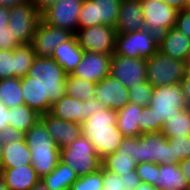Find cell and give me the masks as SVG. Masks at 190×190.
Wrapping results in <instances>:
<instances>
[{"instance_id": "ac0fdd59", "label": "cell", "mask_w": 190, "mask_h": 190, "mask_svg": "<svg viewBox=\"0 0 190 190\" xmlns=\"http://www.w3.org/2000/svg\"><path fill=\"white\" fill-rule=\"evenodd\" d=\"M49 113L61 120L82 124L88 118V100L81 101L65 94L52 104Z\"/></svg>"}, {"instance_id": "5b68a950", "label": "cell", "mask_w": 190, "mask_h": 190, "mask_svg": "<svg viewBox=\"0 0 190 190\" xmlns=\"http://www.w3.org/2000/svg\"><path fill=\"white\" fill-rule=\"evenodd\" d=\"M147 81L153 87L177 85L182 82L186 71V63L177 58H171L161 51L146 59Z\"/></svg>"}, {"instance_id": "277c9868", "label": "cell", "mask_w": 190, "mask_h": 190, "mask_svg": "<svg viewBox=\"0 0 190 190\" xmlns=\"http://www.w3.org/2000/svg\"><path fill=\"white\" fill-rule=\"evenodd\" d=\"M60 160L69 165L78 177L102 168V158L97 154L93 143L84 135L60 149Z\"/></svg>"}, {"instance_id": "db71d44e", "label": "cell", "mask_w": 190, "mask_h": 190, "mask_svg": "<svg viewBox=\"0 0 190 190\" xmlns=\"http://www.w3.org/2000/svg\"><path fill=\"white\" fill-rule=\"evenodd\" d=\"M167 5L173 6L178 10L187 8V0H162Z\"/></svg>"}, {"instance_id": "7dc6e473", "label": "cell", "mask_w": 190, "mask_h": 190, "mask_svg": "<svg viewBox=\"0 0 190 190\" xmlns=\"http://www.w3.org/2000/svg\"><path fill=\"white\" fill-rule=\"evenodd\" d=\"M120 179L123 181V188L129 190H135V188L141 183L140 177L136 170H133L127 174L119 175Z\"/></svg>"}, {"instance_id": "30bf717a", "label": "cell", "mask_w": 190, "mask_h": 190, "mask_svg": "<svg viewBox=\"0 0 190 190\" xmlns=\"http://www.w3.org/2000/svg\"><path fill=\"white\" fill-rule=\"evenodd\" d=\"M80 47L84 51L113 55L117 32L108 25H96L78 29L75 34Z\"/></svg>"}, {"instance_id": "d590c367", "label": "cell", "mask_w": 190, "mask_h": 190, "mask_svg": "<svg viewBox=\"0 0 190 190\" xmlns=\"http://www.w3.org/2000/svg\"><path fill=\"white\" fill-rule=\"evenodd\" d=\"M103 167L97 172L79 176L69 190H102Z\"/></svg>"}, {"instance_id": "f1b7e54d", "label": "cell", "mask_w": 190, "mask_h": 190, "mask_svg": "<svg viewBox=\"0 0 190 190\" xmlns=\"http://www.w3.org/2000/svg\"><path fill=\"white\" fill-rule=\"evenodd\" d=\"M22 94L21 78L12 77L0 80V100L8 110L25 104Z\"/></svg>"}, {"instance_id": "8fae6325", "label": "cell", "mask_w": 190, "mask_h": 190, "mask_svg": "<svg viewBox=\"0 0 190 190\" xmlns=\"http://www.w3.org/2000/svg\"><path fill=\"white\" fill-rule=\"evenodd\" d=\"M145 29L158 35L173 28L176 24L178 9L162 0H140Z\"/></svg>"}, {"instance_id": "6125c7cd", "label": "cell", "mask_w": 190, "mask_h": 190, "mask_svg": "<svg viewBox=\"0 0 190 190\" xmlns=\"http://www.w3.org/2000/svg\"><path fill=\"white\" fill-rule=\"evenodd\" d=\"M187 8L190 9V0H187Z\"/></svg>"}, {"instance_id": "f6af8a7d", "label": "cell", "mask_w": 190, "mask_h": 190, "mask_svg": "<svg viewBox=\"0 0 190 190\" xmlns=\"http://www.w3.org/2000/svg\"><path fill=\"white\" fill-rule=\"evenodd\" d=\"M175 27L190 38V9L178 11Z\"/></svg>"}, {"instance_id": "91938a15", "label": "cell", "mask_w": 190, "mask_h": 190, "mask_svg": "<svg viewBox=\"0 0 190 190\" xmlns=\"http://www.w3.org/2000/svg\"><path fill=\"white\" fill-rule=\"evenodd\" d=\"M3 144L0 142V172L3 168Z\"/></svg>"}, {"instance_id": "f907efd6", "label": "cell", "mask_w": 190, "mask_h": 190, "mask_svg": "<svg viewBox=\"0 0 190 190\" xmlns=\"http://www.w3.org/2000/svg\"><path fill=\"white\" fill-rule=\"evenodd\" d=\"M106 106L97 100L95 97H92L88 100V117L93 114L96 110L105 109Z\"/></svg>"}, {"instance_id": "d4e9b609", "label": "cell", "mask_w": 190, "mask_h": 190, "mask_svg": "<svg viewBox=\"0 0 190 190\" xmlns=\"http://www.w3.org/2000/svg\"><path fill=\"white\" fill-rule=\"evenodd\" d=\"M77 179L76 172L60 160L54 170L41 180L50 190H69Z\"/></svg>"}, {"instance_id": "d6a6232c", "label": "cell", "mask_w": 190, "mask_h": 190, "mask_svg": "<svg viewBox=\"0 0 190 190\" xmlns=\"http://www.w3.org/2000/svg\"><path fill=\"white\" fill-rule=\"evenodd\" d=\"M15 64V77L26 76L31 68L36 54L31 44L20 45L12 50Z\"/></svg>"}, {"instance_id": "9a60e30c", "label": "cell", "mask_w": 190, "mask_h": 190, "mask_svg": "<svg viewBox=\"0 0 190 190\" xmlns=\"http://www.w3.org/2000/svg\"><path fill=\"white\" fill-rule=\"evenodd\" d=\"M94 92V97L112 110L118 111L130 102L129 88L111 74L97 83Z\"/></svg>"}, {"instance_id": "8d00e7d4", "label": "cell", "mask_w": 190, "mask_h": 190, "mask_svg": "<svg viewBox=\"0 0 190 190\" xmlns=\"http://www.w3.org/2000/svg\"><path fill=\"white\" fill-rule=\"evenodd\" d=\"M153 90L154 87L147 80L137 84L134 88H129L130 102L141 106L149 105Z\"/></svg>"}, {"instance_id": "f546056e", "label": "cell", "mask_w": 190, "mask_h": 190, "mask_svg": "<svg viewBox=\"0 0 190 190\" xmlns=\"http://www.w3.org/2000/svg\"><path fill=\"white\" fill-rule=\"evenodd\" d=\"M161 132L164 133L166 138L190 136V107L169 118L163 124Z\"/></svg>"}, {"instance_id": "2e32d148", "label": "cell", "mask_w": 190, "mask_h": 190, "mask_svg": "<svg viewBox=\"0 0 190 190\" xmlns=\"http://www.w3.org/2000/svg\"><path fill=\"white\" fill-rule=\"evenodd\" d=\"M110 62V55L84 51L81 62L71 75L98 83L110 74Z\"/></svg>"}, {"instance_id": "7c38bea8", "label": "cell", "mask_w": 190, "mask_h": 190, "mask_svg": "<svg viewBox=\"0 0 190 190\" xmlns=\"http://www.w3.org/2000/svg\"><path fill=\"white\" fill-rule=\"evenodd\" d=\"M146 59L111 55L110 74L122 85L134 88L147 80Z\"/></svg>"}, {"instance_id": "4fadbf2b", "label": "cell", "mask_w": 190, "mask_h": 190, "mask_svg": "<svg viewBox=\"0 0 190 190\" xmlns=\"http://www.w3.org/2000/svg\"><path fill=\"white\" fill-rule=\"evenodd\" d=\"M82 5L83 0H58L41 15V18L48 25L76 34Z\"/></svg>"}, {"instance_id": "681fc988", "label": "cell", "mask_w": 190, "mask_h": 190, "mask_svg": "<svg viewBox=\"0 0 190 190\" xmlns=\"http://www.w3.org/2000/svg\"><path fill=\"white\" fill-rule=\"evenodd\" d=\"M36 9L42 15L48 8L54 5L58 0H32Z\"/></svg>"}, {"instance_id": "44dd1931", "label": "cell", "mask_w": 190, "mask_h": 190, "mask_svg": "<svg viewBox=\"0 0 190 190\" xmlns=\"http://www.w3.org/2000/svg\"><path fill=\"white\" fill-rule=\"evenodd\" d=\"M83 54L84 50L80 47L74 35L69 41L57 45L51 58L69 75L72 74L77 65L81 62Z\"/></svg>"}, {"instance_id": "94428289", "label": "cell", "mask_w": 190, "mask_h": 190, "mask_svg": "<svg viewBox=\"0 0 190 190\" xmlns=\"http://www.w3.org/2000/svg\"><path fill=\"white\" fill-rule=\"evenodd\" d=\"M185 63H186V69H190V52L188 54L187 59L185 60Z\"/></svg>"}, {"instance_id": "1f68e13d", "label": "cell", "mask_w": 190, "mask_h": 190, "mask_svg": "<svg viewBox=\"0 0 190 190\" xmlns=\"http://www.w3.org/2000/svg\"><path fill=\"white\" fill-rule=\"evenodd\" d=\"M97 83L83 80L71 74L66 76V94L81 101L94 97Z\"/></svg>"}, {"instance_id": "ab89813d", "label": "cell", "mask_w": 190, "mask_h": 190, "mask_svg": "<svg viewBox=\"0 0 190 190\" xmlns=\"http://www.w3.org/2000/svg\"><path fill=\"white\" fill-rule=\"evenodd\" d=\"M95 26L94 2L83 0L82 8L79 12L78 29Z\"/></svg>"}, {"instance_id": "e575fe53", "label": "cell", "mask_w": 190, "mask_h": 190, "mask_svg": "<svg viewBox=\"0 0 190 190\" xmlns=\"http://www.w3.org/2000/svg\"><path fill=\"white\" fill-rule=\"evenodd\" d=\"M9 8L0 6V50H13L21 44L8 27Z\"/></svg>"}, {"instance_id": "c3c4849f", "label": "cell", "mask_w": 190, "mask_h": 190, "mask_svg": "<svg viewBox=\"0 0 190 190\" xmlns=\"http://www.w3.org/2000/svg\"><path fill=\"white\" fill-rule=\"evenodd\" d=\"M183 93L188 106L190 107V69H186L185 75L182 79Z\"/></svg>"}, {"instance_id": "680465c9", "label": "cell", "mask_w": 190, "mask_h": 190, "mask_svg": "<svg viewBox=\"0 0 190 190\" xmlns=\"http://www.w3.org/2000/svg\"><path fill=\"white\" fill-rule=\"evenodd\" d=\"M0 190H9L1 173H0Z\"/></svg>"}, {"instance_id": "484cf974", "label": "cell", "mask_w": 190, "mask_h": 190, "mask_svg": "<svg viewBox=\"0 0 190 190\" xmlns=\"http://www.w3.org/2000/svg\"><path fill=\"white\" fill-rule=\"evenodd\" d=\"M31 165V152L25 138L3 146V168Z\"/></svg>"}, {"instance_id": "6da1fadb", "label": "cell", "mask_w": 190, "mask_h": 190, "mask_svg": "<svg viewBox=\"0 0 190 190\" xmlns=\"http://www.w3.org/2000/svg\"><path fill=\"white\" fill-rule=\"evenodd\" d=\"M116 124L117 111L109 108L96 110L81 124L82 135L93 143L101 158L116 152L122 143L124 136Z\"/></svg>"}, {"instance_id": "7402d4cb", "label": "cell", "mask_w": 190, "mask_h": 190, "mask_svg": "<svg viewBox=\"0 0 190 190\" xmlns=\"http://www.w3.org/2000/svg\"><path fill=\"white\" fill-rule=\"evenodd\" d=\"M0 173L9 190H30L41 180L32 165L2 168Z\"/></svg>"}, {"instance_id": "9f6ffc18", "label": "cell", "mask_w": 190, "mask_h": 190, "mask_svg": "<svg viewBox=\"0 0 190 190\" xmlns=\"http://www.w3.org/2000/svg\"><path fill=\"white\" fill-rule=\"evenodd\" d=\"M135 190H159L151 184L141 182Z\"/></svg>"}, {"instance_id": "bcb514c9", "label": "cell", "mask_w": 190, "mask_h": 190, "mask_svg": "<svg viewBox=\"0 0 190 190\" xmlns=\"http://www.w3.org/2000/svg\"><path fill=\"white\" fill-rule=\"evenodd\" d=\"M138 137H124L115 153H126L134 159Z\"/></svg>"}, {"instance_id": "836d02e7", "label": "cell", "mask_w": 190, "mask_h": 190, "mask_svg": "<svg viewBox=\"0 0 190 190\" xmlns=\"http://www.w3.org/2000/svg\"><path fill=\"white\" fill-rule=\"evenodd\" d=\"M22 96L25 104L40 114V88L35 78L27 75L21 78Z\"/></svg>"}, {"instance_id": "7a4b0ae2", "label": "cell", "mask_w": 190, "mask_h": 190, "mask_svg": "<svg viewBox=\"0 0 190 190\" xmlns=\"http://www.w3.org/2000/svg\"><path fill=\"white\" fill-rule=\"evenodd\" d=\"M40 88V115L50 112L52 104L66 94L64 69L51 57H36L27 74Z\"/></svg>"}, {"instance_id": "ee69618b", "label": "cell", "mask_w": 190, "mask_h": 190, "mask_svg": "<svg viewBox=\"0 0 190 190\" xmlns=\"http://www.w3.org/2000/svg\"><path fill=\"white\" fill-rule=\"evenodd\" d=\"M24 135V133L17 130L16 128L7 125L2 130H0V142L3 145L11 144L14 141L23 140Z\"/></svg>"}, {"instance_id": "ba28073f", "label": "cell", "mask_w": 190, "mask_h": 190, "mask_svg": "<svg viewBox=\"0 0 190 190\" xmlns=\"http://www.w3.org/2000/svg\"><path fill=\"white\" fill-rule=\"evenodd\" d=\"M134 160L137 164L151 162L170 165L173 163V147L163 132L142 133L138 136Z\"/></svg>"}, {"instance_id": "603a6c76", "label": "cell", "mask_w": 190, "mask_h": 190, "mask_svg": "<svg viewBox=\"0 0 190 190\" xmlns=\"http://www.w3.org/2000/svg\"><path fill=\"white\" fill-rule=\"evenodd\" d=\"M155 187L159 190H189L190 183L181 172L178 164H157Z\"/></svg>"}, {"instance_id": "5bb4252c", "label": "cell", "mask_w": 190, "mask_h": 190, "mask_svg": "<svg viewBox=\"0 0 190 190\" xmlns=\"http://www.w3.org/2000/svg\"><path fill=\"white\" fill-rule=\"evenodd\" d=\"M75 34L45 23L42 19L37 25L31 45L36 57H51L57 45L69 41Z\"/></svg>"}, {"instance_id": "f35d334b", "label": "cell", "mask_w": 190, "mask_h": 190, "mask_svg": "<svg viewBox=\"0 0 190 190\" xmlns=\"http://www.w3.org/2000/svg\"><path fill=\"white\" fill-rule=\"evenodd\" d=\"M163 128L162 123H156V116L154 111L146 105L141 110V134L149 132H161Z\"/></svg>"}, {"instance_id": "6f0895ef", "label": "cell", "mask_w": 190, "mask_h": 190, "mask_svg": "<svg viewBox=\"0 0 190 190\" xmlns=\"http://www.w3.org/2000/svg\"><path fill=\"white\" fill-rule=\"evenodd\" d=\"M30 190H50L46 187L42 180L35 184Z\"/></svg>"}, {"instance_id": "60d3db41", "label": "cell", "mask_w": 190, "mask_h": 190, "mask_svg": "<svg viewBox=\"0 0 190 190\" xmlns=\"http://www.w3.org/2000/svg\"><path fill=\"white\" fill-rule=\"evenodd\" d=\"M15 77L12 50H0V80Z\"/></svg>"}, {"instance_id": "11a10c76", "label": "cell", "mask_w": 190, "mask_h": 190, "mask_svg": "<svg viewBox=\"0 0 190 190\" xmlns=\"http://www.w3.org/2000/svg\"><path fill=\"white\" fill-rule=\"evenodd\" d=\"M25 2H33L32 0H0V6L2 7H13L18 4H22Z\"/></svg>"}, {"instance_id": "4dcf8cb0", "label": "cell", "mask_w": 190, "mask_h": 190, "mask_svg": "<svg viewBox=\"0 0 190 190\" xmlns=\"http://www.w3.org/2000/svg\"><path fill=\"white\" fill-rule=\"evenodd\" d=\"M137 162L126 153H112L102 158V167L116 175L136 170Z\"/></svg>"}, {"instance_id": "cb8c5ba5", "label": "cell", "mask_w": 190, "mask_h": 190, "mask_svg": "<svg viewBox=\"0 0 190 190\" xmlns=\"http://www.w3.org/2000/svg\"><path fill=\"white\" fill-rule=\"evenodd\" d=\"M141 105L129 102L117 111V127L124 137L141 135Z\"/></svg>"}, {"instance_id": "4316f807", "label": "cell", "mask_w": 190, "mask_h": 190, "mask_svg": "<svg viewBox=\"0 0 190 190\" xmlns=\"http://www.w3.org/2000/svg\"><path fill=\"white\" fill-rule=\"evenodd\" d=\"M8 114V126L24 134L40 119V114L26 104L9 109Z\"/></svg>"}, {"instance_id": "9c48e42d", "label": "cell", "mask_w": 190, "mask_h": 190, "mask_svg": "<svg viewBox=\"0 0 190 190\" xmlns=\"http://www.w3.org/2000/svg\"><path fill=\"white\" fill-rule=\"evenodd\" d=\"M41 19L33 2H25L9 8L8 27L21 45L31 44Z\"/></svg>"}, {"instance_id": "d6986e66", "label": "cell", "mask_w": 190, "mask_h": 190, "mask_svg": "<svg viewBox=\"0 0 190 190\" xmlns=\"http://www.w3.org/2000/svg\"><path fill=\"white\" fill-rule=\"evenodd\" d=\"M145 29L140 0H122L115 30L117 33H131Z\"/></svg>"}, {"instance_id": "83f0119b", "label": "cell", "mask_w": 190, "mask_h": 190, "mask_svg": "<svg viewBox=\"0 0 190 190\" xmlns=\"http://www.w3.org/2000/svg\"><path fill=\"white\" fill-rule=\"evenodd\" d=\"M94 2L95 26H116L122 0H92Z\"/></svg>"}, {"instance_id": "52a82bcc", "label": "cell", "mask_w": 190, "mask_h": 190, "mask_svg": "<svg viewBox=\"0 0 190 190\" xmlns=\"http://www.w3.org/2000/svg\"><path fill=\"white\" fill-rule=\"evenodd\" d=\"M156 116V123L164 124L169 118L188 108L182 84L154 87L148 105Z\"/></svg>"}, {"instance_id": "b9f144b4", "label": "cell", "mask_w": 190, "mask_h": 190, "mask_svg": "<svg viewBox=\"0 0 190 190\" xmlns=\"http://www.w3.org/2000/svg\"><path fill=\"white\" fill-rule=\"evenodd\" d=\"M137 174L140 181L143 183L151 184L155 187V180L157 176V164L151 162L139 163L136 166Z\"/></svg>"}, {"instance_id": "816d5d0a", "label": "cell", "mask_w": 190, "mask_h": 190, "mask_svg": "<svg viewBox=\"0 0 190 190\" xmlns=\"http://www.w3.org/2000/svg\"><path fill=\"white\" fill-rule=\"evenodd\" d=\"M179 168L184 176L187 178L188 182L190 183V157L184 160H181L179 163Z\"/></svg>"}, {"instance_id": "3957f363", "label": "cell", "mask_w": 190, "mask_h": 190, "mask_svg": "<svg viewBox=\"0 0 190 190\" xmlns=\"http://www.w3.org/2000/svg\"><path fill=\"white\" fill-rule=\"evenodd\" d=\"M31 152V165L42 179L60 161V149L39 119L24 135Z\"/></svg>"}, {"instance_id": "ffe728a7", "label": "cell", "mask_w": 190, "mask_h": 190, "mask_svg": "<svg viewBox=\"0 0 190 190\" xmlns=\"http://www.w3.org/2000/svg\"><path fill=\"white\" fill-rule=\"evenodd\" d=\"M159 51L171 58L185 61L190 52V38L174 26L159 35Z\"/></svg>"}, {"instance_id": "e0dca14e", "label": "cell", "mask_w": 190, "mask_h": 190, "mask_svg": "<svg viewBox=\"0 0 190 190\" xmlns=\"http://www.w3.org/2000/svg\"><path fill=\"white\" fill-rule=\"evenodd\" d=\"M40 120L46 126L59 149L67 147L82 135L80 123L61 120L50 113L40 115Z\"/></svg>"}, {"instance_id": "7bdbcfd3", "label": "cell", "mask_w": 190, "mask_h": 190, "mask_svg": "<svg viewBox=\"0 0 190 190\" xmlns=\"http://www.w3.org/2000/svg\"><path fill=\"white\" fill-rule=\"evenodd\" d=\"M123 181L116 175L103 168V189L102 190H123Z\"/></svg>"}, {"instance_id": "f5cc1de1", "label": "cell", "mask_w": 190, "mask_h": 190, "mask_svg": "<svg viewBox=\"0 0 190 190\" xmlns=\"http://www.w3.org/2000/svg\"><path fill=\"white\" fill-rule=\"evenodd\" d=\"M8 109L2 104L0 106V130L8 125Z\"/></svg>"}, {"instance_id": "74e56055", "label": "cell", "mask_w": 190, "mask_h": 190, "mask_svg": "<svg viewBox=\"0 0 190 190\" xmlns=\"http://www.w3.org/2000/svg\"><path fill=\"white\" fill-rule=\"evenodd\" d=\"M167 139L168 143L173 147V163L178 164L181 160L190 157V136Z\"/></svg>"}, {"instance_id": "8992f818", "label": "cell", "mask_w": 190, "mask_h": 190, "mask_svg": "<svg viewBox=\"0 0 190 190\" xmlns=\"http://www.w3.org/2000/svg\"><path fill=\"white\" fill-rule=\"evenodd\" d=\"M159 50V35L148 29L117 33L115 55L148 59Z\"/></svg>"}]
</instances>
